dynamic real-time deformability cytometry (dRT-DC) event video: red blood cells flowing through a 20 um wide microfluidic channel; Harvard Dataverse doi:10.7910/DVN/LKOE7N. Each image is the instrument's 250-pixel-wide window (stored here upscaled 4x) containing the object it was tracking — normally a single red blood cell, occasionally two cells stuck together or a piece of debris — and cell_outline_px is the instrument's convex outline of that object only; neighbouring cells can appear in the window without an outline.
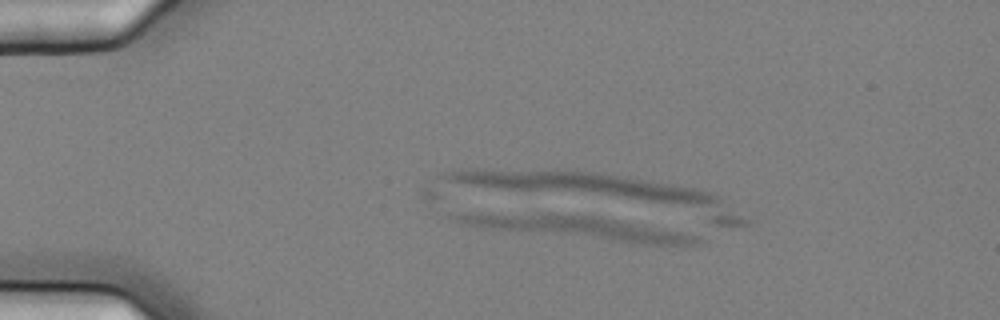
{"species": "common noctule bat (a hibernating species)", "species_latin": "Nyctalus noctula", "temperature_condition": "cold", "stored_images_in_passage": 5, "camera_frame_rate_fps": 3000, "um_per_image_px": 0.085, "animal": {"sex": "female", "body_mass_g": 25.1}, "frame": {"image": 1, "passage_image": 4, "time_ms": 1.0, "image_size_px": [1000, 320], "cell_outline_px": [[704, 244], [628, 244], [484, 228], [460, 224], [448, 216], [460, 212], [552, 212], [600, 216], [644, 224], [680, 232], [696, 236], [704, 240]], "centroid_in_image_um": [48.96, 19.31], "position_along_channel_um": 36.0, "area_um2": 34.04}}